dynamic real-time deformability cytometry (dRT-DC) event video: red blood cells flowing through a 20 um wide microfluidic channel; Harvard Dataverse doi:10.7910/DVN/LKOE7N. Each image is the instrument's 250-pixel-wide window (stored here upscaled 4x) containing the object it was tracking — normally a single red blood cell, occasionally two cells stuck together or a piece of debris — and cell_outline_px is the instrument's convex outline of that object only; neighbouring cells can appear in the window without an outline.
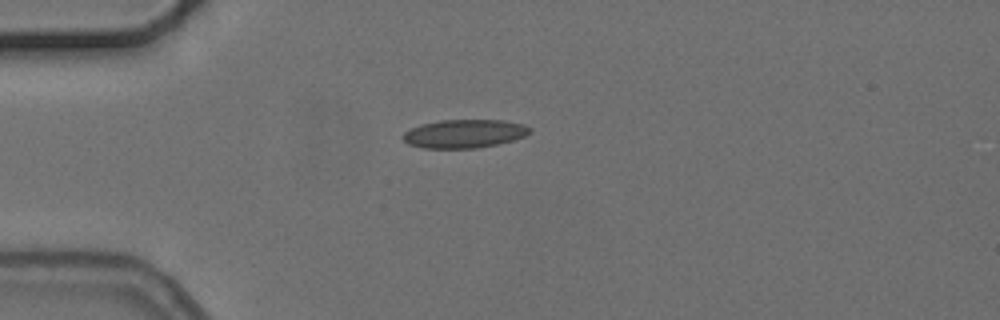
{"species": "common noctule bat (a hibernating species)", "species_latin": "Nyctalus noctula", "temperature_condition": "cold", "stored_images_in_passage": 1, "camera_frame_rate_fps": 3000, "um_per_image_px": 0.085, "animal": {"sex": "female", "body_mass_g": 24.6, "forearm_length_mm": 56.2}, "frame": {"image": 1, "passage_image": 1, "time_ms": 0.0, "image_size_px": [1000, 320], "cell_outline_px": [[532, 132], [524, 136], [512, 140], [496, 144], [476, 148], [424, 148], [408, 144], [400, 136], [404, 132], [412, 128], [424, 124], [440, 120], [504, 120], [524, 124], [532, 128]], "centroid_in_image_um": [39.48, 11.36], "position_along_channel_um": 45.5, "area_um2": 20.98}}